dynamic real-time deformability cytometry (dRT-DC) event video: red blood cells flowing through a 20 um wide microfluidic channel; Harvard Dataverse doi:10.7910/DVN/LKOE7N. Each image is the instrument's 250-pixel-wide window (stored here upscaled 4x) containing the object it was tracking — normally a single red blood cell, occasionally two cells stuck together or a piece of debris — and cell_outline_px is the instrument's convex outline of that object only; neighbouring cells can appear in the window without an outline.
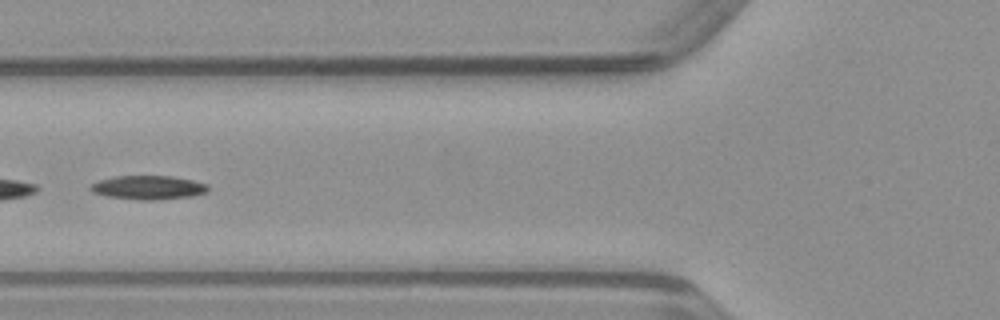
{"species": "common noctule bat (a hibernating species)", "species_latin": "Nyctalus noctula", "temperature_condition": "warm", "stored_images_in_passage": 49, "segment_of_instrument_passage": [2, 2], "camera_frame_rate_fps": 3000, "um_per_image_px": 0.085, "animal": {"sex": "male", "body_mass_g": 23.1, "forearm_length_mm": 52.7}, "frame": {"image": 1, "passage_image": 19, "time_ms": 6.0, "image_size_px": [1000, 320], "cell_outline_px": [[208, 192], [192, 196], [152, 200], [144, 200], [108, 196], [92, 192], [88, 188], [92, 184], [100, 180], [116, 176], [172, 176], [192, 180], [208, 184]], "centroid_in_image_um": [12.62, 15.93], "position_along_channel_um": 113.2, "area_um2": 16.18}}